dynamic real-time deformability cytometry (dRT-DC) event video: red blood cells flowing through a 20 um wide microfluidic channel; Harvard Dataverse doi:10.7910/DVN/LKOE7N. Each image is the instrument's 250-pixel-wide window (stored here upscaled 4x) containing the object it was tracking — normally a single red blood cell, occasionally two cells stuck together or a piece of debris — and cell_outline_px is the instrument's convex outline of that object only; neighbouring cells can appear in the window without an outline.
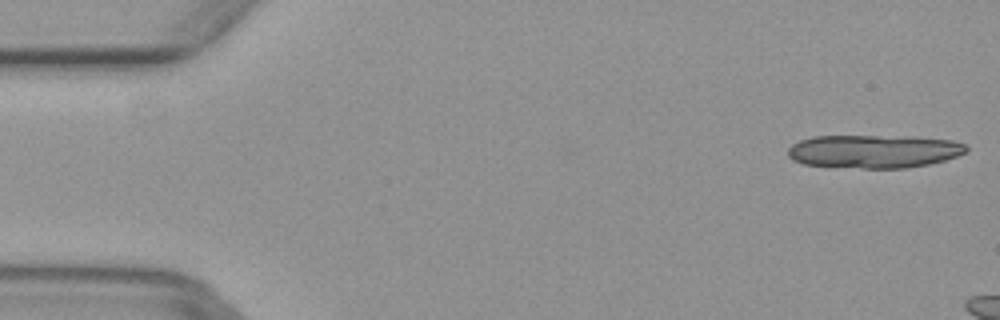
{"species": "common noctule bat (a hibernating species)", "species_latin": "Nyctalus noctula", "temperature_condition": "warm", "stored_images_in_passage": 10, "camera_frame_rate_fps": 3000, "um_per_image_px": 0.085, "animal": {"sex": "female", "body_mass_g": 29.2, "forearm_length_mm": 56.3}, "frame": {"image": 1, "passage_image": 1, "time_ms": 0.0, "image_size_px": [1000, 320], "cell_outline_px": [[968, 148], [964, 152], [956, 156], [944, 160], [928, 164], [908, 168], [860, 168], [804, 164], [792, 160], [788, 156], [788, 148], [792, 144], [800, 140], [812, 136], [912, 136], [952, 140], [964, 144]], "centroid_in_image_um": [74.26, 12.85], "position_along_channel_um": 10.7, "area_um2": 34.62}}